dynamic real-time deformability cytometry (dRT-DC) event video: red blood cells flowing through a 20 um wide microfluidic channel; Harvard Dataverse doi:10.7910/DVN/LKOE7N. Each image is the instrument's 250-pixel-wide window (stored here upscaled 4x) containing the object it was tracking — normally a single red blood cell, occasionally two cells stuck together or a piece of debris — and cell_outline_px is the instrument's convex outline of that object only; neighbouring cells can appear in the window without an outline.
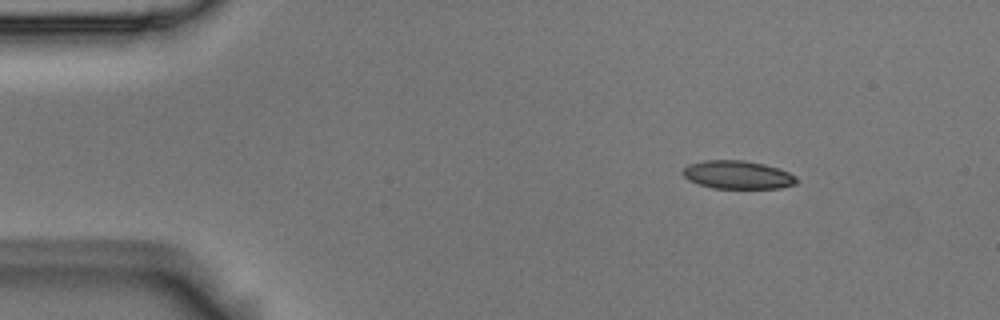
{"species": "Egyptian fruit bat (a non-hibernating species)", "species_latin": "Rousettus aegyptiacus", "temperature_condition": "room temperature", "stored_images_in_passage": 3, "camera_frame_rate_fps": 3000, "um_per_image_px": 0.085, "animal": {"sex": "male"}, "frame": {"image": 1, "passage_image": 1, "time_ms": 0.0, "image_size_px": [1000, 320], "cell_outline_px": [[800, 180], [796, 184], [780, 188], [712, 188], [688, 180], [680, 172], [688, 164], [704, 160], [744, 160], [764, 164], [788, 172], [796, 176]], "centroid_in_image_um": [62.69, 14.86], "position_along_channel_um": 22.3, "area_um2": 18.79}}